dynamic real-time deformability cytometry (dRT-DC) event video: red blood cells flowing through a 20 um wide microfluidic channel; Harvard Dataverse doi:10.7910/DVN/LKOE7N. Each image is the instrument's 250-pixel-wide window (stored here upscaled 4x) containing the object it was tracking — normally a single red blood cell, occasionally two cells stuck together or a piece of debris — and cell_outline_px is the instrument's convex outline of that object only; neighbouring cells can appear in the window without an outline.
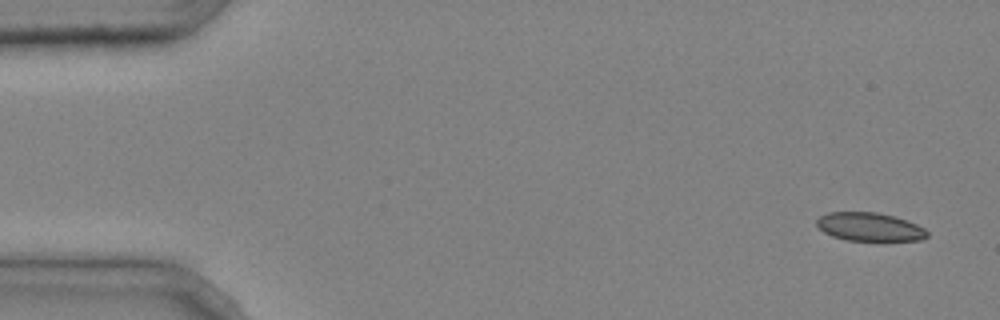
{"species": "common noctule bat (a hibernating species)", "species_latin": "Nyctalus noctula", "temperature_condition": "cold", "stored_images_in_passage": 3, "camera_frame_rate_fps": 3000, "um_per_image_px": 0.085, "animal": {"sex": "male", "body_mass_g": 20.4}, "frame": {"image": 1, "passage_image": 1, "time_ms": 0.0, "image_size_px": [1000, 320], "cell_outline_px": [[928, 236], [920, 240], [880, 244], [848, 240], [832, 236], [824, 232], [816, 224], [816, 220], [820, 216], [828, 212], [876, 212], [892, 216], [916, 224], [924, 228], [928, 232]], "centroid_in_image_um": [73.95, 19.34], "position_along_channel_um": 11.0, "area_um2": 19.07}}